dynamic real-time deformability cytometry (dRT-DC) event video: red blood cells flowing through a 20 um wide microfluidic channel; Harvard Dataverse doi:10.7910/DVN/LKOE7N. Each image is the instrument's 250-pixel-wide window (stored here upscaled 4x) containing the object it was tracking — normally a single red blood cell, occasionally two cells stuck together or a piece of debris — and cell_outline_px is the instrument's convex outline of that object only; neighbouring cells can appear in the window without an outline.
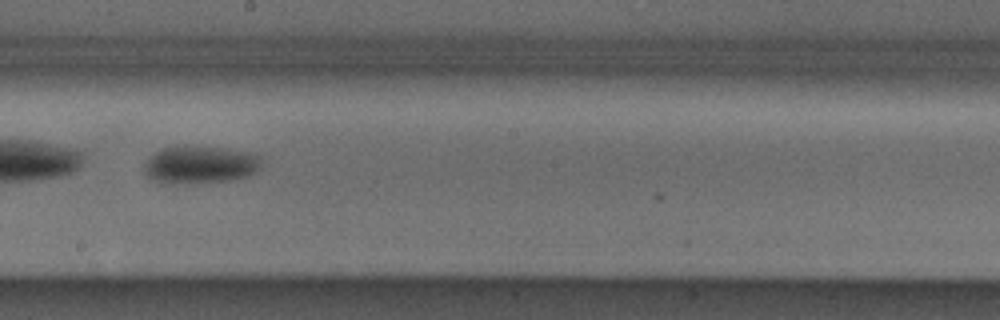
{"species": "Egyptian fruit bat (a non-hibernating species)", "species_latin": "Rousettus aegyptiacus", "temperature_condition": "cold", "stored_images_in_passage": 35, "camera_frame_rate_fps": 3000, "um_per_image_px": 0.085, "animal": {"sex": "male"}, "frame": {"image": 1, "passage_image": 16, "time_ms": 5.0, "image_size_px": [1000, 320], "cell_outline_px": [[260, 168], [256, 172], [248, 176], [228, 180], [172, 184], [168, 184], [156, 180], [148, 176], [144, 172], [144, 164], [160, 148], [176, 144], [184, 144], [220, 148], [244, 152], [260, 156]], "centroid_in_image_um": [16.96, 13.97], "position_along_channel_um": 231.2, "area_um2": 25.72}, "authors_computed_cell_mechanics": {"area_um2": 26.01, "velocity_mm_per_s": 3.8632, "shape_relaxation_time_tau1_ms": 2.7213, "shape_relaxation_time_tau2_ms": null, "deformation_change_tau1": 0.1052, "deformation_change_tau2": null}}